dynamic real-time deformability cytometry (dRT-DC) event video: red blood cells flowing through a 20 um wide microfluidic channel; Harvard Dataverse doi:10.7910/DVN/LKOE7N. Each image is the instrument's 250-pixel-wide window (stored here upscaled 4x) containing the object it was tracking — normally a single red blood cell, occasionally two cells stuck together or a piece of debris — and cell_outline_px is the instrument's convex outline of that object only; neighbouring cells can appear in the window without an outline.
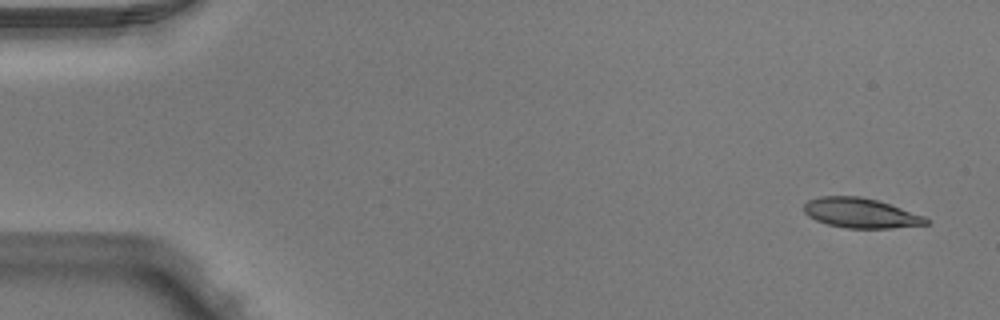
{"species": "Egyptian fruit bat (a non-hibernating species)", "species_latin": "Rousettus aegyptiacus", "temperature_condition": "warm", "stored_images_in_passage": 4, "camera_frame_rate_fps": 3000, "um_per_image_px": 0.085, "animal": {"sex": "male"}, "frame": {"image": 1, "passage_image": 1, "time_ms": 0.0, "image_size_px": [1000, 320], "cell_outline_px": [[928, 224], [892, 228], [844, 228], [828, 224], [816, 220], [808, 216], [804, 212], [804, 204], [808, 200], [820, 196], [860, 196], [876, 200], [924, 216], [928, 220]], "centroid_in_image_um": [73.11, 18.11], "position_along_channel_um": 11.9, "area_um2": 21.04}}
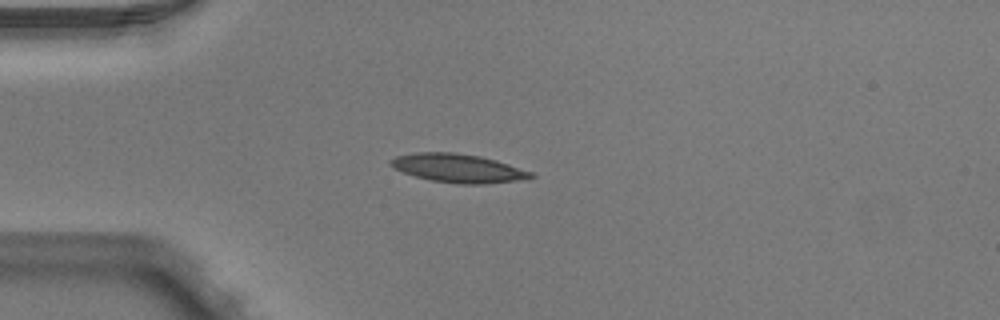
{"frame": {"image": 2, "passage_image": 4, "time_ms": 1.0, "image_size_px": [1000, 320], "cell_outline_px": [[536, 176], [528, 180], [484, 184], [460, 184], [432, 180], [416, 176], [404, 172], [388, 164], [388, 160], [396, 156], [416, 152], [452, 152], [480, 156], [496, 160], [532, 172]], "centroid_in_image_um": [38.99, 14.3], "position_along_channel_um": 46.0, "area_um2": 23.41}}